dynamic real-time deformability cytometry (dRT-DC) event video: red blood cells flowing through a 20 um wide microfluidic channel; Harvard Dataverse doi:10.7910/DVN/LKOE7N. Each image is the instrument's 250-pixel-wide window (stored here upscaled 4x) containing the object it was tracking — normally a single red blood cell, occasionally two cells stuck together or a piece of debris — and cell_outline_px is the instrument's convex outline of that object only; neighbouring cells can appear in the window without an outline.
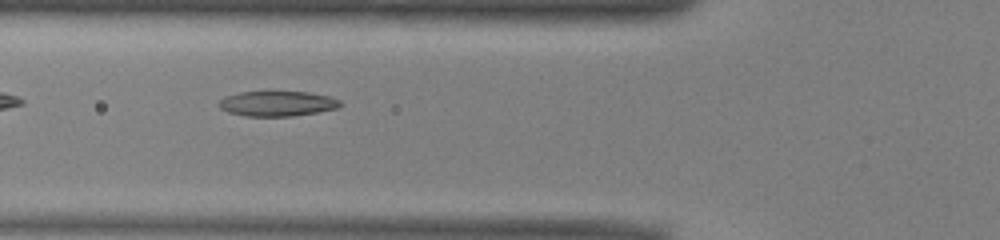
{"species": "common noctule bat (a hibernating species)", "species_latin": "Nyctalus noctula", "temperature_condition": "warm", "stored_images_in_passage": 31, "camera_frame_rate_fps": 3000, "um_per_image_px": 0.085, "animal": {"sex": "male", "body_mass_g": 13.0, "forearm_length_mm": 53.1}, "frame": {"image": 1, "passage_image": 3, "time_ms": 0.667, "image_size_px": [1000, 240], "cell_outline_px": [[344, 104], [336, 108], [316, 112], [292, 116], [248, 116], [228, 112], [220, 108], [220, 100], [224, 96], [240, 92], [308, 92], [328, 96], [340, 100]], "centroid_in_image_um": [23.58, 8.8], "position_along_channel_um": 102.2, "area_um2": 17.57}}
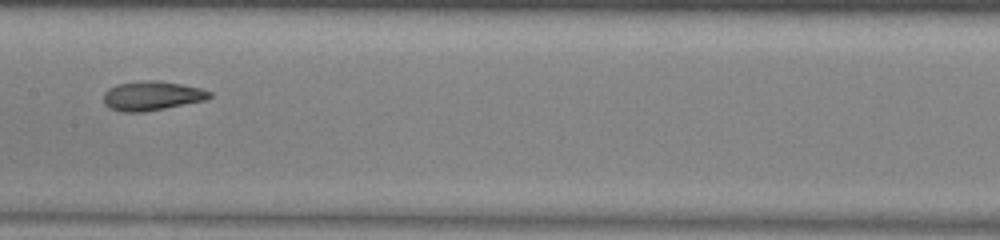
{"frame": {"image": 2, "passage_image": 10, "time_ms": 3.0, "image_size_px": [1000, 240], "cell_outline_px": [[212, 96], [208, 100], [144, 112], [120, 112], [108, 108], [104, 104], [104, 92], [108, 88], [116, 84], [144, 80], [156, 80], [180, 84], [200, 88], [212, 92]], "centroid_in_image_um": [12.9, 8.15], "position_along_channel_um": 194.5, "area_um2": 18.32}}
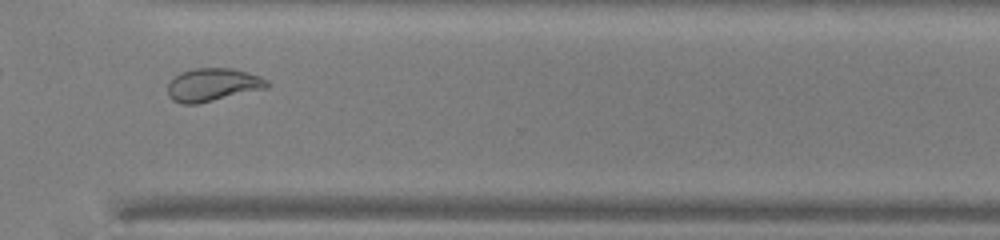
{"frame": {"image": 3, "passage_image": 22, "time_ms": 7.0, "image_size_px": [1000, 240], "cell_outline_px": [[268, 88], [196, 104], [180, 104], [172, 100], [168, 96], [168, 84], [180, 72], [196, 68], [232, 68], [248, 72], [260, 76], [268, 80]], "centroid_in_image_um": [18.09, 7.21], "position_along_channel_um": 352.5, "area_um2": 19.13}}